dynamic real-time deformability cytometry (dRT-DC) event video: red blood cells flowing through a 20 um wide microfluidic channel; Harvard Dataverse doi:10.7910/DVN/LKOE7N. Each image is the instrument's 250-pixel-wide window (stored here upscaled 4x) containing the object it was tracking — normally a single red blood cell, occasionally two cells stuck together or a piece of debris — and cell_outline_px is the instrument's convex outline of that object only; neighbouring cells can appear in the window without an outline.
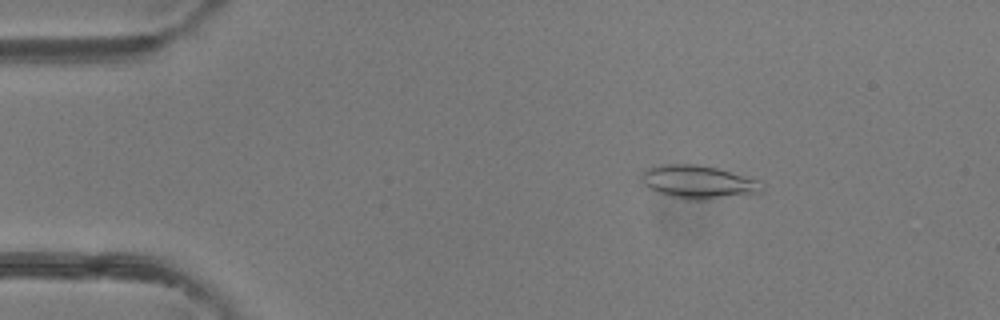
{"species": "common noctule bat (a hibernating species)", "species_latin": "Nyctalus noctula", "temperature_condition": "room temperature", "stored_images_in_passage": 5, "camera_frame_rate_fps": 3000, "um_per_image_px": 0.085, "animal": {"sex": "female"}, "frame": {"image": 1, "passage_image": 3, "time_ms": 0.667, "image_size_px": [1000, 320], "cell_outline_px": [[768, 184], [764, 192], [704, 200], [684, 200], [668, 196], [656, 192], [648, 188], [640, 180], [640, 172], [648, 168], [660, 164], [696, 164], [716, 168], [760, 180]], "centroid_in_image_um": [59.37, 15.48], "position_along_channel_um": 25.6, "area_um2": 23.93}}